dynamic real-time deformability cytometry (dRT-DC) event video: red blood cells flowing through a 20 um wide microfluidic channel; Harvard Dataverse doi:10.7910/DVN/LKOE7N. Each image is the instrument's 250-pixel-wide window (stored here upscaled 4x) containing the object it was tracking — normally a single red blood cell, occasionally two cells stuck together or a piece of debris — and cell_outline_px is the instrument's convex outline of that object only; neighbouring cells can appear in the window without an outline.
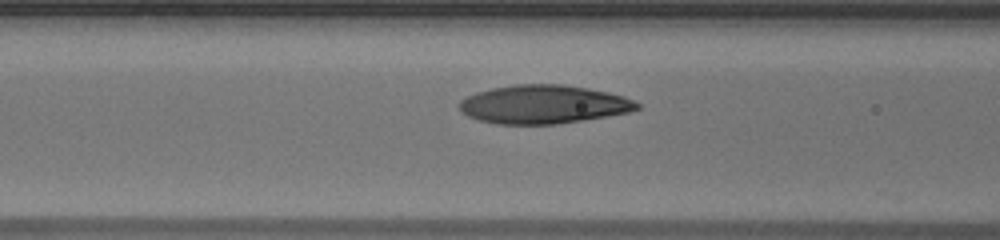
{"species": "human", "species_latin": "Homo sapiens", "temperature_condition": "warm", "stored_images_in_passage": 27, "camera_frame_rate_fps": 3000, "um_per_image_px": 0.085, "donor": {"sex": "male"}, "frame": {"image": 1, "passage_image": 6, "time_ms": 1.667, "image_size_px": [1000, 240], "cell_outline_px": [[640, 108], [628, 112], [608, 116], [584, 120], [556, 124], [496, 124], [480, 120], [468, 116], [460, 112], [460, 100], [476, 92], [492, 88], [516, 84], [564, 84], [588, 88], [608, 92], [624, 96], [640, 104]], "centroid_in_image_um": [46.2, 8.87], "position_along_channel_um": 120.4, "area_um2": 39.94}}
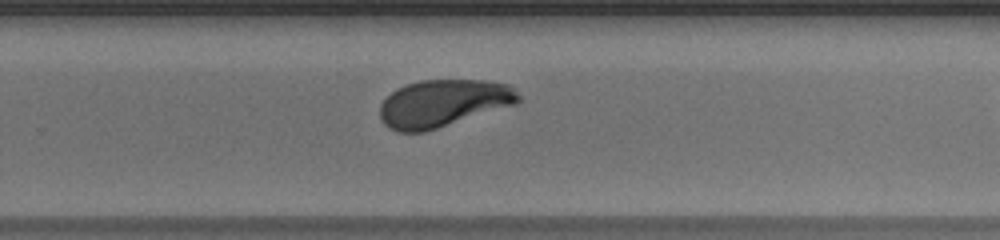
{"frame": {"image": 2, "passage_image": 19, "time_ms": 6.0, "image_size_px": [1000, 240], "cell_outline_px": [[520, 100], [516, 104], [424, 132], [396, 132], [388, 128], [380, 120], [380, 104], [396, 88], [420, 80], [484, 80], [508, 84], [520, 96]], "centroid_in_image_um": [37.64, 8.78], "position_along_channel_um": 292.2, "area_um2": 38.09}}
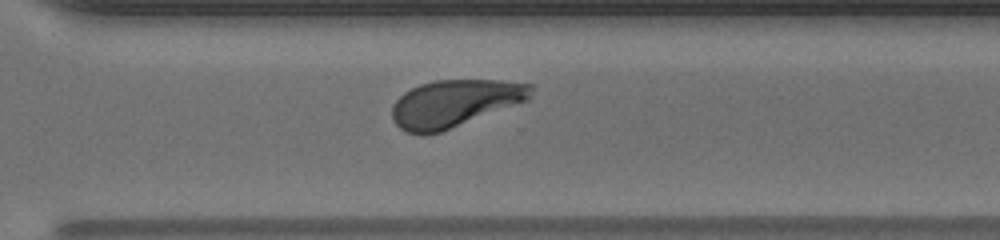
{"frame": {"image": 3, "passage_image": 22, "time_ms": 7.0, "image_size_px": [1000, 240], "cell_outline_px": [[536, 88], [532, 96], [528, 100], [440, 132], [424, 136], [420, 136], [404, 132], [392, 120], [392, 104], [404, 92], [420, 84], [436, 80], [500, 80], [532, 84]], "centroid_in_image_um": [38.64, 8.79], "position_along_channel_um": 332.0, "area_um2": 38.49}}